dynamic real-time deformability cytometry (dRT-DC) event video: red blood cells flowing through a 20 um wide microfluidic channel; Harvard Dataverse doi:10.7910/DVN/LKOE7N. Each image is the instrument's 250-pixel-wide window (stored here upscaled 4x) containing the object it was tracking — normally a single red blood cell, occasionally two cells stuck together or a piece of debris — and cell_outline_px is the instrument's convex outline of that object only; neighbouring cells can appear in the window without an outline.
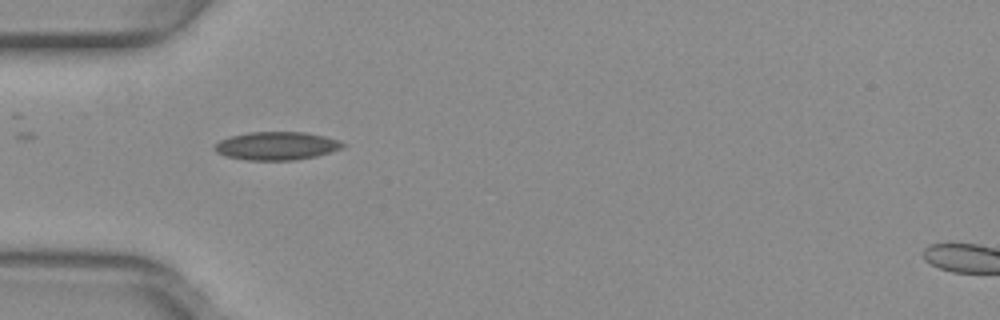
{"species": "common noctule bat (a hibernating species)", "species_latin": "Nyctalus noctula", "temperature_condition": "warm", "stored_images_in_passage": 31, "camera_frame_rate_fps": 3000, "um_per_image_px": 0.085, "animal": {"sex": "female", "body_mass_g": 29.2, "forearm_length_mm": 56.3}, "frame": {"image": 1, "passage_image": 1, "time_ms": 0.0, "image_size_px": [1000, 320], "cell_outline_px": [[348, 144], [340, 148], [316, 156], [292, 160], [248, 160], [224, 156], [216, 152], [212, 148], [220, 140], [228, 136], [248, 132], [304, 132], [324, 136]], "centroid_in_image_um": [23.44, 12.39], "position_along_channel_um": 61.6, "area_um2": 20.98}}
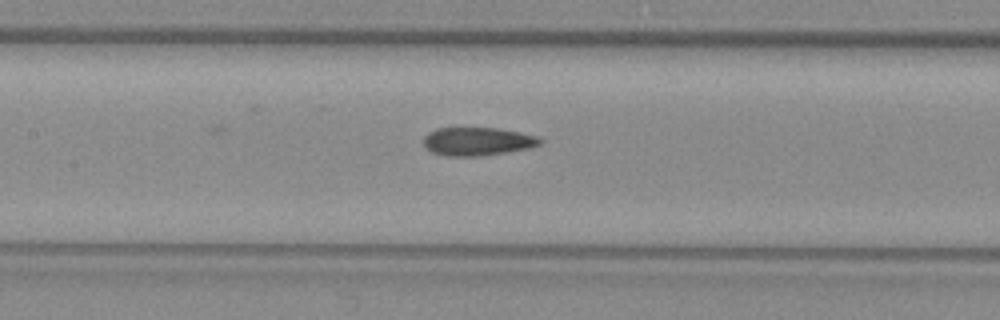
{"frame": {"image": 2, "passage_image": 9, "time_ms": 2.667, "image_size_px": [1000, 320], "cell_outline_px": [[544, 140], [540, 144], [528, 148], [508, 152], [480, 156], [444, 156], [432, 152], [424, 144], [424, 136], [428, 132], [436, 128], [496, 128], [520, 132], [536, 136]], "centroid_in_image_um": [40.58, 12.02], "position_along_channel_um": 166.8, "area_um2": 19.19}}
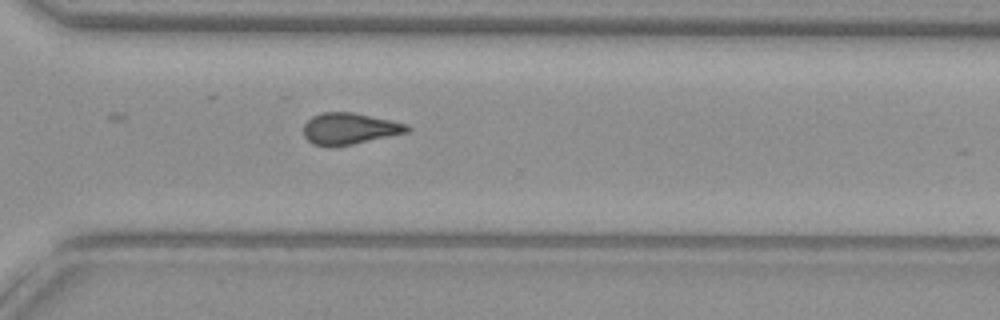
{"frame": {"image": 3, "passage_image": 22, "time_ms": 7.0, "image_size_px": [1000, 320], "cell_outline_px": [[412, 128], [408, 132], [352, 144], [312, 144], [304, 136], [304, 124], [312, 116], [324, 112], [352, 112], [392, 120], [408, 124]], "centroid_in_image_um": [29.75, 10.9], "position_along_channel_um": 340.9, "area_um2": 18.55}, "authors_computed_cell_mechanics": {"area_um2": 19.363, "velocity_mm_per_s": 4.0222, "shape_relaxation_time_tau1_ms": null, "shape_relaxation_time_tau2_ms": 3.4307, "deformation_change_tau1": null, "deformation_change_tau2": 0.0948}}